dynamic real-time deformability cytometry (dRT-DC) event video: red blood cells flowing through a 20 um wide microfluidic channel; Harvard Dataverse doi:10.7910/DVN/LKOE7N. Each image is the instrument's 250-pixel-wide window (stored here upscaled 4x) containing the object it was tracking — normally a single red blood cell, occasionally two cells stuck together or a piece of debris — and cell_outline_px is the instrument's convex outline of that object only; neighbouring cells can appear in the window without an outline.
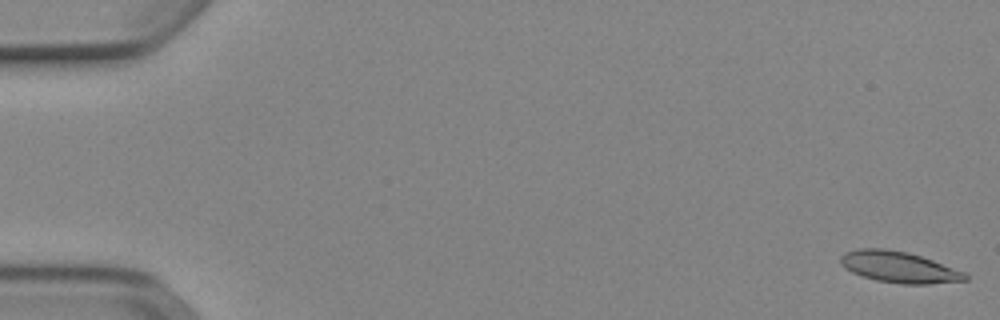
{"species": "Egyptian fruit bat (a non-hibernating species)", "species_latin": "Rousettus aegyptiacus", "temperature_condition": "cold", "stored_images_in_passage": 52, "camera_frame_rate_fps": 3000, "um_per_image_px": 0.085, "animal": {"sex": "female"}, "frame": {"image": 1, "passage_image": 1, "time_ms": 0.0, "image_size_px": [1000, 320], "cell_outline_px": [[968, 280], [928, 284], [904, 284], [876, 280], [852, 272], [844, 268], [840, 264], [840, 256], [844, 252], [856, 248], [884, 248], [908, 252], [932, 260], [964, 272], [968, 276]], "centroid_in_image_um": [76.37, 22.69], "position_along_channel_um": 8.6, "area_um2": 22.6}}
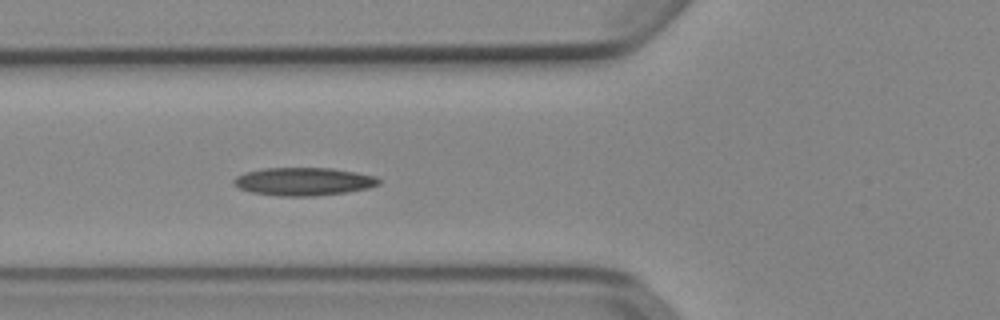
{"frame": {"image": 2, "passage_image": 20, "time_ms": 6.333, "image_size_px": [1000, 320], "cell_outline_px": [[380, 184], [368, 188], [344, 192], [312, 196], [280, 196], [252, 192], [240, 188], [232, 184], [232, 180], [236, 176], [244, 172], [260, 168], [332, 168], [356, 172], [376, 176], [380, 180]], "centroid_in_image_um": [25.77, 15.42], "position_along_channel_um": 100.0, "area_um2": 23.7}}
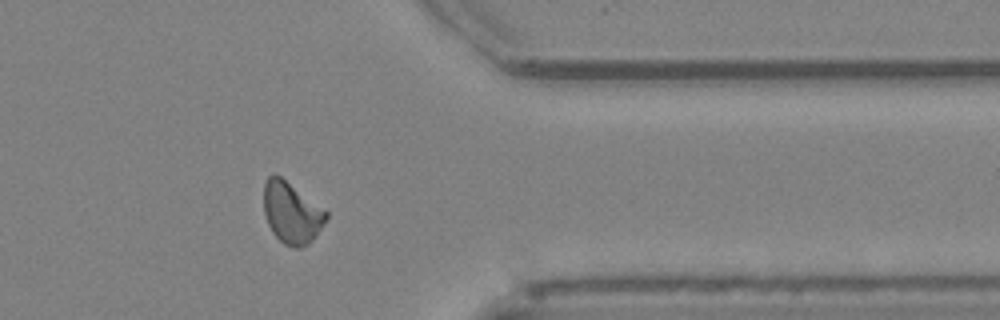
{"frame": {"image": 3, "passage_image": 43, "time_ms": 14.0, "image_size_px": [1000, 320], "cell_outline_px": [[328, 216], [324, 224], [312, 240], [308, 244], [300, 248], [296, 248], [284, 244], [272, 232], [268, 224], [264, 212], [264, 184], [268, 176], [280, 176], [328, 212]], "centroid_in_image_um": [24.79, 18.11], "position_along_channel_um": 386.6, "area_um2": 21.96}, "authors_computed_cell_mechanics": {"area_um2": 22.1374, "velocity_mm_per_s": 3.8849, "shape_relaxation_time_tau1_ms": null, "shape_relaxation_time_tau2_ms": 8.3783, "deformation_change_tau1": null, "deformation_change_tau2": 0.16}}